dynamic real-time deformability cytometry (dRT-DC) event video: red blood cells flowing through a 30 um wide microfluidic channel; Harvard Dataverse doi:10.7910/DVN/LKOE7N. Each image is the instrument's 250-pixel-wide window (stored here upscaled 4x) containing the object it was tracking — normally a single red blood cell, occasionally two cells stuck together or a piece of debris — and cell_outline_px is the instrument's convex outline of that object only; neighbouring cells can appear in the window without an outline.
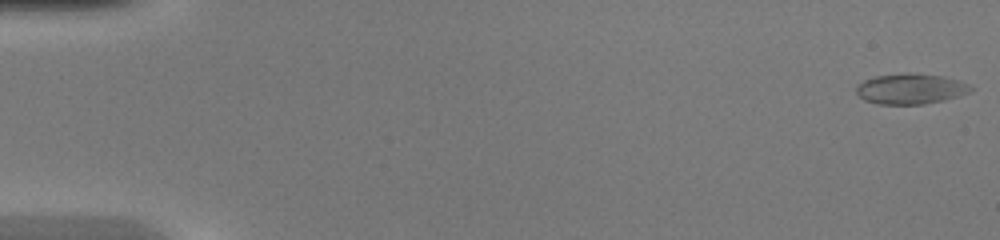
{"species": "common noctule bat (a hibernating species)", "species_latin": "Nyctalus noctula", "temperature_condition": "warm", "stored_images_in_passage": 48, "camera_frame_rate_fps": 3000, "um_per_image_px": 0.085, "animal": {"sex": "female", "body_mass_g": 20.0, "forearm_length_mm": 54.0}, "frame": {"image": 1, "passage_image": 1, "time_ms": 0.0, "image_size_px": [1000, 240], "cell_outline_px": [[976, 88], [972, 92], [944, 100], [924, 104], [876, 104], [864, 100], [856, 92], [856, 84], [864, 80], [876, 76], [904, 72], [916, 72], [944, 76], [960, 80]], "centroid_in_image_um": [77.43, 7.53], "position_along_channel_um": 7.6, "area_um2": 20.81}}
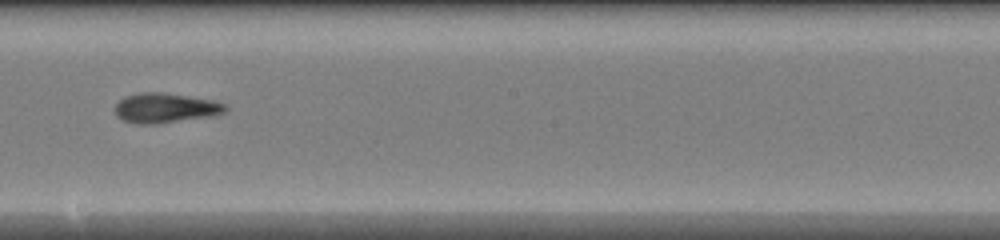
{"frame": {"image": 2, "passage_image": 28, "time_ms": 9.0, "image_size_px": [1000, 240], "cell_outline_px": [[228, 108], [224, 112], [216, 116], [156, 124], [136, 124], [124, 120], [116, 116], [112, 108], [124, 96], [140, 92], [160, 92], [212, 100], [224, 104]], "centroid_in_image_um": [14.02, 9.19], "position_along_channel_um": 234.2, "area_um2": 19.36}}
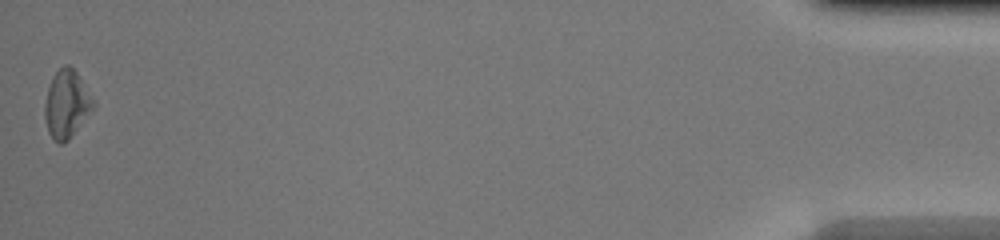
{"frame": {"image": 3, "passage_image": 48, "time_ms": 15.667, "image_size_px": [1000, 240], "cell_outline_px": [[96, 104], [68, 140], [64, 144], [60, 144], [48, 132], [44, 116], [44, 104], [48, 88], [52, 76], [64, 64], [68, 64], [76, 72], [96, 100]], "centroid_in_image_um": [5.66, 8.82], "position_along_channel_um": 429.5, "area_um2": 19.07}, "authors_computed_cell_mechanics": {"area_um2": 18.8717, "velocity_mm_per_s": 4.3152, "shape_relaxation_time_tau1_ms": 8.564, "shape_relaxation_time_tau2_ms": 2.937, "deformation_change_tau1": 0.254, "deformation_change_tau2": 0.1185}}